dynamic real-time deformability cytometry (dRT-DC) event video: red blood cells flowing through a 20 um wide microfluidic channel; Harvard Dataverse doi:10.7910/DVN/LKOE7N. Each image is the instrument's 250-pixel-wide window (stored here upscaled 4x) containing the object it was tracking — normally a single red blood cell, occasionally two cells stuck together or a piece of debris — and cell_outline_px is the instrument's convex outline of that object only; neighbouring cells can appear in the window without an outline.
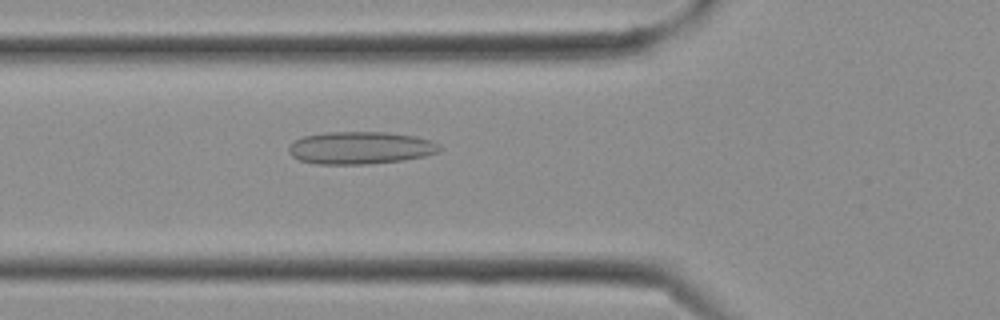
{"species": "Egyptian fruit bat (a non-hibernating species)", "species_latin": "Rousettus aegyptiacus", "temperature_condition": "cold", "stored_images_in_passage": 19, "camera_frame_rate_fps": 3000, "um_per_image_px": 0.085, "frame": {"image": 1, "passage_image": 10, "time_ms": 3.0, "image_size_px": [1000, 320], "cell_outline_px": [[440, 148], [436, 152], [424, 156], [404, 160], [368, 164], [316, 164], [300, 160], [292, 156], [288, 152], [288, 148], [296, 140], [304, 136], [324, 132], [384, 132], [416, 136], [432, 140], [440, 144]], "centroid_in_image_um": [30.63, 12.56], "position_along_channel_um": 95.2, "area_um2": 28.55}}
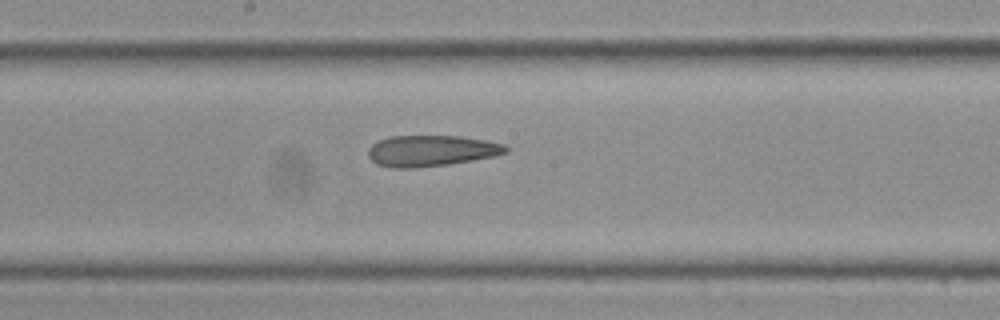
{"frame": {"image": 2, "passage_image": 15, "time_ms": 4.667, "image_size_px": [1000, 320], "cell_outline_px": [[508, 152], [496, 156], [448, 164], [416, 168], [392, 168], [376, 164], [368, 156], [368, 148], [376, 140], [388, 136], [460, 136], [484, 140], [504, 144], [508, 148]], "centroid_in_image_um": [36.62, 12.81], "position_along_channel_um": 211.6, "area_um2": 25.09}}
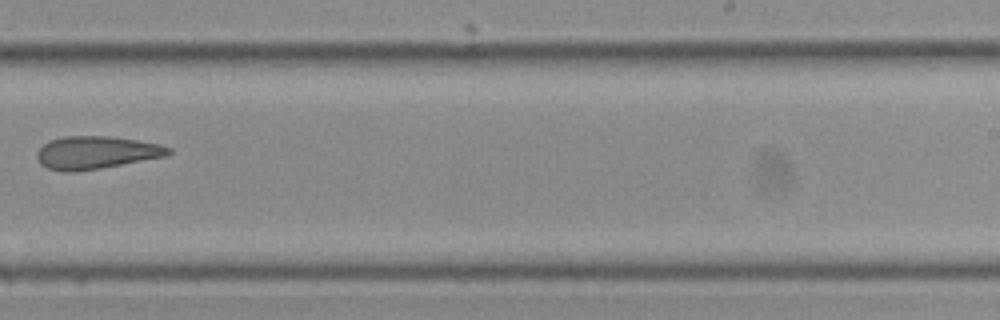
{"frame": {"image": 3, "passage_image": 18, "time_ms": 5.667, "image_size_px": [1000, 320], "cell_outline_px": [[172, 152], [164, 156], [100, 168], [72, 172], [64, 172], [48, 168], [40, 164], [36, 156], [36, 152], [48, 140], [64, 136], [108, 136], [136, 140], [160, 144], [172, 148]], "centroid_in_image_um": [8.13, 12.96], "position_along_channel_um": 280.9, "area_um2": 24.97}}